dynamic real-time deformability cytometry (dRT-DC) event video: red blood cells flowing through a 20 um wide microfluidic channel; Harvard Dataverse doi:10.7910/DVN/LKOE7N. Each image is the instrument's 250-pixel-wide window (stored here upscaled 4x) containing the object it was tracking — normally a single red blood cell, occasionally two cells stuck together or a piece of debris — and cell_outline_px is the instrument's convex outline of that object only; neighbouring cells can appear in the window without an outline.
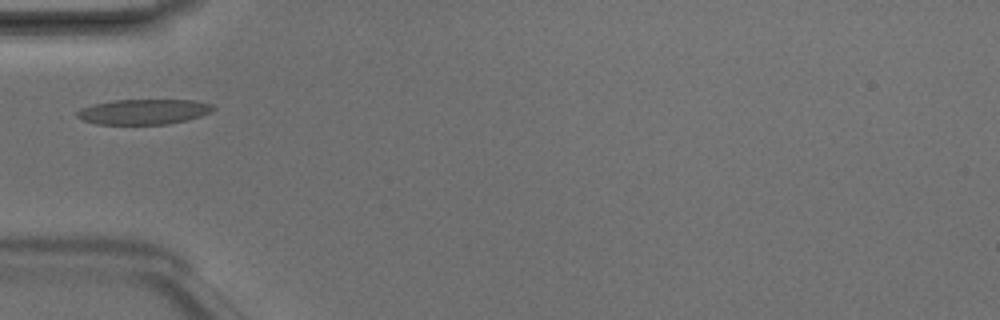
{"species": "Egyptian fruit bat (a non-hibernating species)", "species_latin": "Rousettus aegyptiacus", "temperature_condition": "room temperature", "stored_images_in_passage": 2, "camera_frame_rate_fps": 3000, "um_per_image_px": 0.085, "animal": {"sex": "male"}, "frame": {"image": 1, "passage_image": 1, "time_ms": 0.0, "image_size_px": [1000, 320], "cell_outline_px": [[216, 108], [212, 112], [188, 120], [168, 124], [96, 124], [84, 120], [76, 116], [76, 112], [80, 108], [92, 104], [116, 100], [196, 100], [212, 104]], "centroid_in_image_um": [12.24, 9.49], "position_along_channel_um": 72.8, "area_um2": 20.11}}